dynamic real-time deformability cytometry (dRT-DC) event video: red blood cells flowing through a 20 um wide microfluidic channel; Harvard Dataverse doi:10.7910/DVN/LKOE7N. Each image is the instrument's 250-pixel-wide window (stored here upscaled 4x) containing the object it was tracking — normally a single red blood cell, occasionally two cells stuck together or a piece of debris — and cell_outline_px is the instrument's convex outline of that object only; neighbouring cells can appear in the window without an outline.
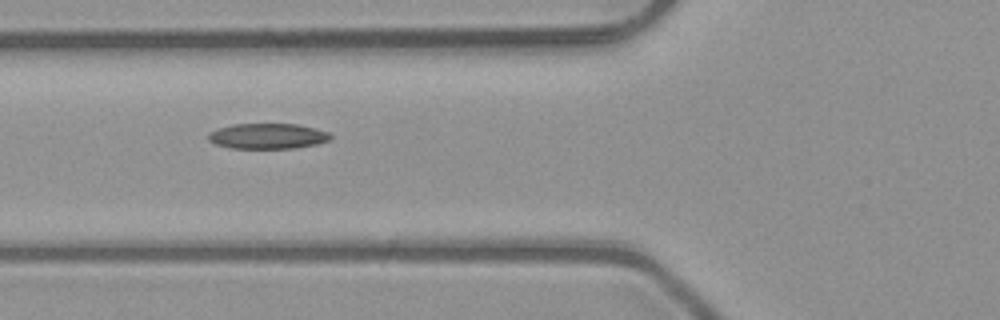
{"species": "common noctule bat (a hibernating species)", "species_latin": "Nyctalus noctula", "temperature_condition": "room temperature", "stored_images_in_passage": 3, "camera_frame_rate_fps": 3000, "um_per_image_px": 0.085, "animal": {"sex": "male", "body_mass_g": 23.1, "forearm_length_mm": 52.7}, "frame": {"image": 1, "passage_image": 3, "time_ms": 0.667, "image_size_px": [1000, 320], "cell_outline_px": [[332, 136], [328, 140], [316, 144], [296, 148], [232, 148], [216, 144], [208, 140], [208, 132], [232, 124], [296, 124], [316, 128], [328, 132]], "centroid_in_image_um": [22.75, 11.56], "position_along_channel_um": 103.1, "area_um2": 18.03}}